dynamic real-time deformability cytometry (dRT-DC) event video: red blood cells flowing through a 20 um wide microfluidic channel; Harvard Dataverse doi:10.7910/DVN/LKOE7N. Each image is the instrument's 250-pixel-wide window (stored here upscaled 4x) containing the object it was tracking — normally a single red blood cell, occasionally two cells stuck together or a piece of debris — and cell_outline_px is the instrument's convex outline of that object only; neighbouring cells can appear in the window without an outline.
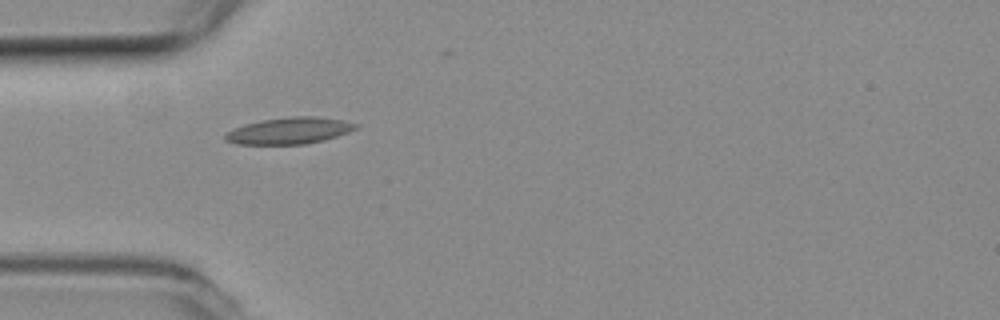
{"species": "common noctule bat (a hibernating species)", "species_latin": "Nyctalus noctula", "temperature_condition": "room temperature", "stored_images_in_passage": 30, "camera_frame_rate_fps": 3000, "um_per_image_px": 0.085, "animal": {"sex": "female", "body_mass_g": 19.3, "forearm_length_mm": 54.1}, "frame": {"image": 1, "passage_image": 1, "time_ms": 0.0, "image_size_px": [1000, 320], "cell_outline_px": [[360, 124], [356, 128], [348, 132], [324, 140], [304, 144], [236, 144], [224, 140], [224, 136], [228, 132], [244, 124], [260, 120], [288, 116], [316, 116], [344, 120]], "centroid_in_image_um": [24.6, 11.1], "position_along_channel_um": 60.4, "area_um2": 20.23}}
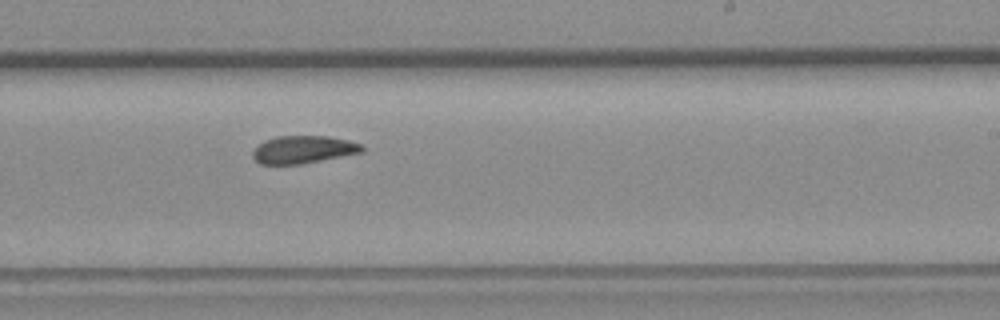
{"frame": {"image": 2, "passage_image": 17, "time_ms": 5.333, "image_size_px": [1000, 320], "cell_outline_px": [[364, 152], [300, 164], [260, 164], [252, 156], [252, 152], [264, 140], [276, 136], [328, 136], [348, 140], [360, 144], [364, 148]], "centroid_in_image_um": [25.78, 12.71], "position_along_channel_um": 263.2, "area_um2": 17.51}}
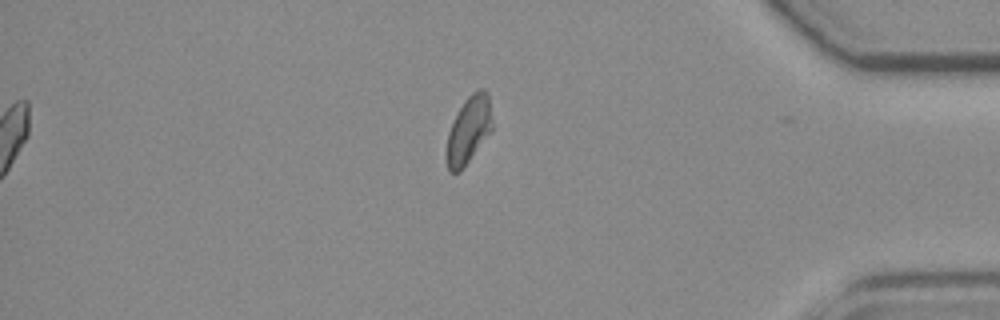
{"frame": {"image": 3, "passage_image": 30, "time_ms": 9.667, "image_size_px": [1000, 320], "cell_outline_px": [[492, 128], [460, 172], [448, 172], [444, 156], [444, 152], [448, 132], [464, 100], [476, 88], [484, 88], [488, 92], [492, 120]], "centroid_in_image_um": [39.79, 11.05], "position_along_channel_um": 395.4, "area_um2": 17.92}, "authors_computed_cell_mechanics": {"area_um2": 18.207, "velocity_mm_per_s": 3.8338, "shape_relaxation_time_tau1_ms": null, "shape_relaxation_time_tau2_ms": 5.8305, "deformation_change_tau1": null, "deformation_change_tau2": 0.1181}}